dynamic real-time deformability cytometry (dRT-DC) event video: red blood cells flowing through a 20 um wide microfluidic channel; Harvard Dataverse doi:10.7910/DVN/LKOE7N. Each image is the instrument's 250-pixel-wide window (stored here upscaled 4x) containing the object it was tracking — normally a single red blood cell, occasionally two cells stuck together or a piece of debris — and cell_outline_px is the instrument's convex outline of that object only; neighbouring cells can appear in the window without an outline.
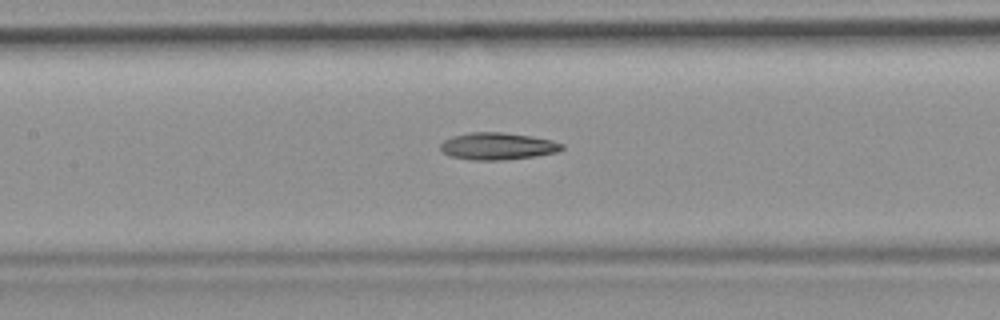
{"species": "common noctule bat (a hibernating species)", "species_latin": "Nyctalus noctula", "temperature_condition": "room temperature", "stored_images_in_passage": 42, "camera_frame_rate_fps": 3000, "um_per_image_px": 0.085, "animal": {"sex": "female", "body_mass_g": 19.9}, "frame": {"image": 1, "passage_image": 24, "time_ms": 7.667, "image_size_px": [1000, 320], "cell_outline_px": [[564, 148], [560, 152], [536, 156], [504, 160], [472, 160], [452, 156], [444, 152], [440, 148], [440, 144], [444, 140], [452, 136], [468, 132], [500, 132], [532, 136], [552, 140], [564, 144]], "centroid_in_image_um": [42.34, 12.42], "position_along_channel_um": 165.1, "area_um2": 19.31}}